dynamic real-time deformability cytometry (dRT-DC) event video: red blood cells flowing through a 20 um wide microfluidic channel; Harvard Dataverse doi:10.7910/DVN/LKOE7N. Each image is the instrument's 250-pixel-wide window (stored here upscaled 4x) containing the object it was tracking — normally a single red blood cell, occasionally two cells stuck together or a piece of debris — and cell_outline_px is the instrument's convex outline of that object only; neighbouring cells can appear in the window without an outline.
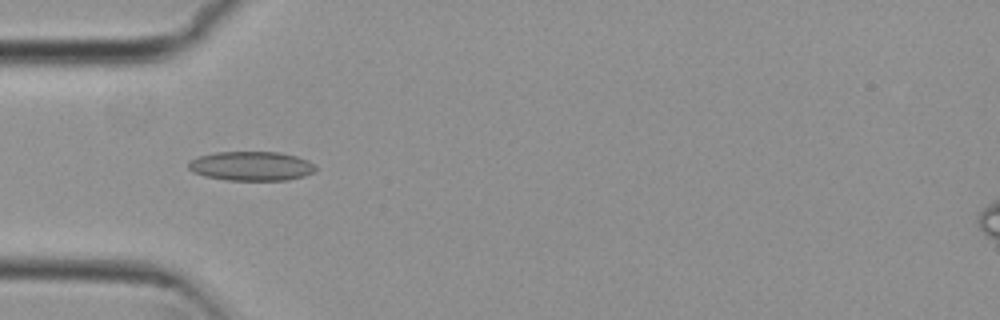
{"species": "common noctule bat (a hibernating species)", "species_latin": "Nyctalus noctula", "temperature_condition": "cold", "stored_images_in_passage": 37, "camera_frame_rate_fps": 3000, "um_per_image_px": 0.085, "animal": {"sex": "female", "body_mass_g": 29.2, "forearm_length_mm": 56.3}, "frame": {"image": 1, "passage_image": 3, "time_ms": 0.667, "image_size_px": [1000, 320], "cell_outline_px": [[316, 168], [312, 172], [304, 176], [288, 180], [228, 180], [204, 176], [192, 172], [188, 168], [188, 160], [196, 156], [216, 152], [280, 152], [296, 156], [308, 160]], "centroid_in_image_um": [21.3, 14.11], "position_along_channel_um": 63.7, "area_um2": 21.79}}
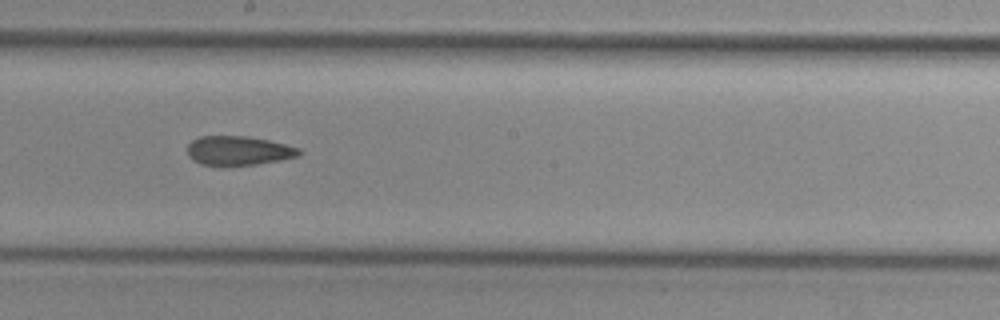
{"frame": {"image": 2, "passage_image": 16, "time_ms": 5.0, "image_size_px": [1000, 320], "cell_outline_px": [[304, 152], [300, 156], [280, 160], [256, 164], [228, 168], [224, 168], [200, 164], [192, 160], [188, 156], [188, 144], [192, 140], [200, 136], [248, 136], [268, 140], [300, 148]], "centroid_in_image_um": [20.26, 12.84], "position_along_channel_um": 227.9, "area_um2": 19.71}}
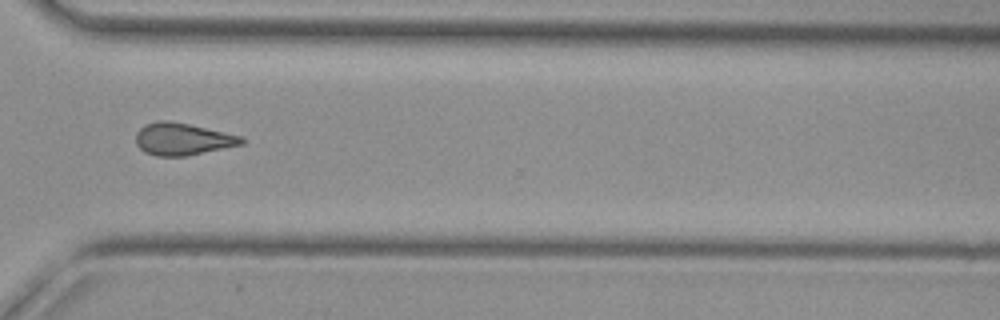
{"frame": {"image": 3, "passage_image": 26, "time_ms": 8.333, "image_size_px": [1000, 320], "cell_outline_px": [[248, 140], [244, 144], [188, 156], [156, 156], [144, 152], [136, 144], [136, 132], [144, 124], [160, 120], [168, 120], [188, 124], [244, 136]], "centroid_in_image_um": [15.55, 11.82], "position_along_channel_um": 355.0, "area_um2": 20.11}, "authors_computed_cell_mechanics": {"area_um2": 19.363, "velocity_mm_per_s": 3.8063, "shape_relaxation_time_tau1_ms": null, "shape_relaxation_time_tau2_ms": 6.3223, "deformation_change_tau1": null, "deformation_change_tau2": 0.1363}}